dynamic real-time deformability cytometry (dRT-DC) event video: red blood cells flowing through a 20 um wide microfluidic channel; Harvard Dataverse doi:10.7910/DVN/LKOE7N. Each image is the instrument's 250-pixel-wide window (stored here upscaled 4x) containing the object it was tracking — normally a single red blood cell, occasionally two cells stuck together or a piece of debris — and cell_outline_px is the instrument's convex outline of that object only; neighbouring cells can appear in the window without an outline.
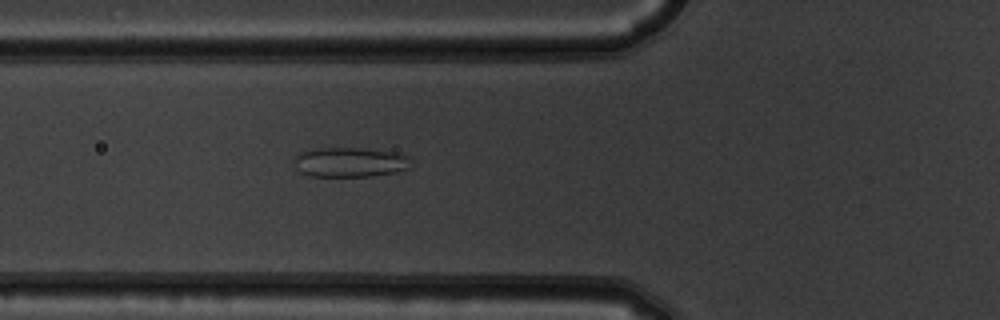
{"species": "common noctule bat (a hibernating species)", "species_latin": "Nyctalus noctula", "temperature_condition": "warm", "stored_images_in_passage": 4, "camera_frame_rate_fps": 3000, "um_per_image_px": 0.085, "animal": {"sex": "male", "body_mass_g": 19.5, "forearm_length_mm": 54.6}, "frame": {"image": 1, "passage_image": 4, "time_ms": 1.0, "image_size_px": [1000, 320], "cell_outline_px": [[408, 168], [396, 172], [372, 176], [312, 176], [300, 172], [296, 168], [292, 160], [296, 152], [320, 148], [360, 148], [396, 152], [408, 156]], "centroid_in_image_um": [29.67, 13.78], "position_along_channel_um": 96.1, "area_um2": 20.29}}